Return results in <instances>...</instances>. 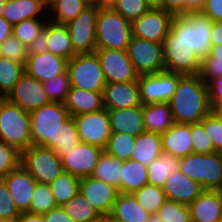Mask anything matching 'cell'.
<instances>
[{"label":"cell","instance_id":"obj_1","mask_svg":"<svg viewBox=\"0 0 222 222\" xmlns=\"http://www.w3.org/2000/svg\"><path fill=\"white\" fill-rule=\"evenodd\" d=\"M168 103L175 123L200 122L213 110L207 83L199 74L183 75Z\"/></svg>","mask_w":222,"mask_h":222},{"label":"cell","instance_id":"obj_2","mask_svg":"<svg viewBox=\"0 0 222 222\" xmlns=\"http://www.w3.org/2000/svg\"><path fill=\"white\" fill-rule=\"evenodd\" d=\"M70 117L64 104L50 102L30 112L32 145L53 148L59 143L60 125Z\"/></svg>","mask_w":222,"mask_h":222},{"label":"cell","instance_id":"obj_3","mask_svg":"<svg viewBox=\"0 0 222 222\" xmlns=\"http://www.w3.org/2000/svg\"><path fill=\"white\" fill-rule=\"evenodd\" d=\"M212 20L201 12H191L184 16H175L171 30L180 37L184 49H191L202 59L211 46L210 33Z\"/></svg>","mask_w":222,"mask_h":222},{"label":"cell","instance_id":"obj_4","mask_svg":"<svg viewBox=\"0 0 222 222\" xmlns=\"http://www.w3.org/2000/svg\"><path fill=\"white\" fill-rule=\"evenodd\" d=\"M0 140L19 152L32 145L30 112L6 98L0 104Z\"/></svg>","mask_w":222,"mask_h":222},{"label":"cell","instance_id":"obj_5","mask_svg":"<svg viewBox=\"0 0 222 222\" xmlns=\"http://www.w3.org/2000/svg\"><path fill=\"white\" fill-rule=\"evenodd\" d=\"M131 37V21L113 8L99 9L96 24L97 48L127 50Z\"/></svg>","mask_w":222,"mask_h":222},{"label":"cell","instance_id":"obj_6","mask_svg":"<svg viewBox=\"0 0 222 222\" xmlns=\"http://www.w3.org/2000/svg\"><path fill=\"white\" fill-rule=\"evenodd\" d=\"M179 170L203 190H216L222 181V152L191 153L180 158Z\"/></svg>","mask_w":222,"mask_h":222},{"label":"cell","instance_id":"obj_7","mask_svg":"<svg viewBox=\"0 0 222 222\" xmlns=\"http://www.w3.org/2000/svg\"><path fill=\"white\" fill-rule=\"evenodd\" d=\"M71 87L102 92L106 80L95 53L76 54L67 63Z\"/></svg>","mask_w":222,"mask_h":222},{"label":"cell","instance_id":"obj_8","mask_svg":"<svg viewBox=\"0 0 222 222\" xmlns=\"http://www.w3.org/2000/svg\"><path fill=\"white\" fill-rule=\"evenodd\" d=\"M20 164L38 182L51 184L64 172L61 159L51 148L31 145L21 152Z\"/></svg>","mask_w":222,"mask_h":222},{"label":"cell","instance_id":"obj_9","mask_svg":"<svg viewBox=\"0 0 222 222\" xmlns=\"http://www.w3.org/2000/svg\"><path fill=\"white\" fill-rule=\"evenodd\" d=\"M165 71L182 75H197L201 69V58L191 49H184L178 37L169 31L162 43Z\"/></svg>","mask_w":222,"mask_h":222},{"label":"cell","instance_id":"obj_10","mask_svg":"<svg viewBox=\"0 0 222 222\" xmlns=\"http://www.w3.org/2000/svg\"><path fill=\"white\" fill-rule=\"evenodd\" d=\"M99 8L87 5L73 20L67 22L71 43L77 54L94 53L96 47V24Z\"/></svg>","mask_w":222,"mask_h":222},{"label":"cell","instance_id":"obj_11","mask_svg":"<svg viewBox=\"0 0 222 222\" xmlns=\"http://www.w3.org/2000/svg\"><path fill=\"white\" fill-rule=\"evenodd\" d=\"M182 76V74L165 70L155 74L139 75L137 82L142 105L168 102Z\"/></svg>","mask_w":222,"mask_h":222},{"label":"cell","instance_id":"obj_12","mask_svg":"<svg viewBox=\"0 0 222 222\" xmlns=\"http://www.w3.org/2000/svg\"><path fill=\"white\" fill-rule=\"evenodd\" d=\"M127 53L139 75L165 70L162 44L132 36Z\"/></svg>","mask_w":222,"mask_h":222},{"label":"cell","instance_id":"obj_13","mask_svg":"<svg viewBox=\"0 0 222 222\" xmlns=\"http://www.w3.org/2000/svg\"><path fill=\"white\" fill-rule=\"evenodd\" d=\"M80 142L106 148L111 136L108 109L74 116Z\"/></svg>","mask_w":222,"mask_h":222},{"label":"cell","instance_id":"obj_14","mask_svg":"<svg viewBox=\"0 0 222 222\" xmlns=\"http://www.w3.org/2000/svg\"><path fill=\"white\" fill-rule=\"evenodd\" d=\"M94 53L100 61L106 83L138 81L139 74L127 50L97 48Z\"/></svg>","mask_w":222,"mask_h":222},{"label":"cell","instance_id":"obj_15","mask_svg":"<svg viewBox=\"0 0 222 222\" xmlns=\"http://www.w3.org/2000/svg\"><path fill=\"white\" fill-rule=\"evenodd\" d=\"M174 18L173 14L163 9H149L131 22L132 36L162 44Z\"/></svg>","mask_w":222,"mask_h":222},{"label":"cell","instance_id":"obj_16","mask_svg":"<svg viewBox=\"0 0 222 222\" xmlns=\"http://www.w3.org/2000/svg\"><path fill=\"white\" fill-rule=\"evenodd\" d=\"M6 99L27 112H31L51 102L44 90L43 82L28 75L26 72L21 76Z\"/></svg>","mask_w":222,"mask_h":222},{"label":"cell","instance_id":"obj_17","mask_svg":"<svg viewBox=\"0 0 222 222\" xmlns=\"http://www.w3.org/2000/svg\"><path fill=\"white\" fill-rule=\"evenodd\" d=\"M103 152L99 146L80 142L61 159L64 172L78 178L91 176Z\"/></svg>","mask_w":222,"mask_h":222},{"label":"cell","instance_id":"obj_18","mask_svg":"<svg viewBox=\"0 0 222 222\" xmlns=\"http://www.w3.org/2000/svg\"><path fill=\"white\" fill-rule=\"evenodd\" d=\"M79 192L101 216L110 215L119 194L118 188L92 176L80 178Z\"/></svg>","mask_w":222,"mask_h":222},{"label":"cell","instance_id":"obj_19","mask_svg":"<svg viewBox=\"0 0 222 222\" xmlns=\"http://www.w3.org/2000/svg\"><path fill=\"white\" fill-rule=\"evenodd\" d=\"M2 180L5 182L18 210L27 212L38 182L21 164L15 170L10 171Z\"/></svg>","mask_w":222,"mask_h":222},{"label":"cell","instance_id":"obj_20","mask_svg":"<svg viewBox=\"0 0 222 222\" xmlns=\"http://www.w3.org/2000/svg\"><path fill=\"white\" fill-rule=\"evenodd\" d=\"M106 109H122L142 105L137 81L107 83L103 90Z\"/></svg>","mask_w":222,"mask_h":222},{"label":"cell","instance_id":"obj_21","mask_svg":"<svg viewBox=\"0 0 222 222\" xmlns=\"http://www.w3.org/2000/svg\"><path fill=\"white\" fill-rule=\"evenodd\" d=\"M68 60L51 52L28 55L25 72L41 82L64 73Z\"/></svg>","mask_w":222,"mask_h":222},{"label":"cell","instance_id":"obj_22","mask_svg":"<svg viewBox=\"0 0 222 222\" xmlns=\"http://www.w3.org/2000/svg\"><path fill=\"white\" fill-rule=\"evenodd\" d=\"M162 189L166 200L185 205H189L204 191L198 182L188 178L180 170L169 174Z\"/></svg>","mask_w":222,"mask_h":222},{"label":"cell","instance_id":"obj_23","mask_svg":"<svg viewBox=\"0 0 222 222\" xmlns=\"http://www.w3.org/2000/svg\"><path fill=\"white\" fill-rule=\"evenodd\" d=\"M162 150L178 158L193 153L191 123H174L161 134Z\"/></svg>","mask_w":222,"mask_h":222},{"label":"cell","instance_id":"obj_24","mask_svg":"<svg viewBox=\"0 0 222 222\" xmlns=\"http://www.w3.org/2000/svg\"><path fill=\"white\" fill-rule=\"evenodd\" d=\"M189 209L191 222H221L222 200L215 190H204Z\"/></svg>","mask_w":222,"mask_h":222},{"label":"cell","instance_id":"obj_25","mask_svg":"<svg viewBox=\"0 0 222 222\" xmlns=\"http://www.w3.org/2000/svg\"><path fill=\"white\" fill-rule=\"evenodd\" d=\"M108 115L111 132L137 136L145 131L143 105L122 109H108Z\"/></svg>","mask_w":222,"mask_h":222},{"label":"cell","instance_id":"obj_26","mask_svg":"<svg viewBox=\"0 0 222 222\" xmlns=\"http://www.w3.org/2000/svg\"><path fill=\"white\" fill-rule=\"evenodd\" d=\"M64 106L73 117L96 112L104 108L103 93L71 87Z\"/></svg>","mask_w":222,"mask_h":222},{"label":"cell","instance_id":"obj_27","mask_svg":"<svg viewBox=\"0 0 222 222\" xmlns=\"http://www.w3.org/2000/svg\"><path fill=\"white\" fill-rule=\"evenodd\" d=\"M2 17L14 25L23 20L48 18V9L43 0H6Z\"/></svg>","mask_w":222,"mask_h":222},{"label":"cell","instance_id":"obj_28","mask_svg":"<svg viewBox=\"0 0 222 222\" xmlns=\"http://www.w3.org/2000/svg\"><path fill=\"white\" fill-rule=\"evenodd\" d=\"M110 215L122 222H147L148 213L132 193L119 192Z\"/></svg>","mask_w":222,"mask_h":222},{"label":"cell","instance_id":"obj_29","mask_svg":"<svg viewBox=\"0 0 222 222\" xmlns=\"http://www.w3.org/2000/svg\"><path fill=\"white\" fill-rule=\"evenodd\" d=\"M174 123L168 102L143 105V124L145 131L161 135Z\"/></svg>","mask_w":222,"mask_h":222},{"label":"cell","instance_id":"obj_30","mask_svg":"<svg viewBox=\"0 0 222 222\" xmlns=\"http://www.w3.org/2000/svg\"><path fill=\"white\" fill-rule=\"evenodd\" d=\"M162 153L161 135L154 132L144 131L136 136L131 160L148 166Z\"/></svg>","mask_w":222,"mask_h":222},{"label":"cell","instance_id":"obj_31","mask_svg":"<svg viewBox=\"0 0 222 222\" xmlns=\"http://www.w3.org/2000/svg\"><path fill=\"white\" fill-rule=\"evenodd\" d=\"M47 49L55 55L68 61L77 53L74 51L67 27L64 24H56L48 20Z\"/></svg>","mask_w":222,"mask_h":222},{"label":"cell","instance_id":"obj_32","mask_svg":"<svg viewBox=\"0 0 222 222\" xmlns=\"http://www.w3.org/2000/svg\"><path fill=\"white\" fill-rule=\"evenodd\" d=\"M120 179V192L133 193L148 184L147 166L134 161H123Z\"/></svg>","mask_w":222,"mask_h":222},{"label":"cell","instance_id":"obj_33","mask_svg":"<svg viewBox=\"0 0 222 222\" xmlns=\"http://www.w3.org/2000/svg\"><path fill=\"white\" fill-rule=\"evenodd\" d=\"M180 158L163 152L147 166L148 183L163 187L169 174L179 170Z\"/></svg>","mask_w":222,"mask_h":222},{"label":"cell","instance_id":"obj_34","mask_svg":"<svg viewBox=\"0 0 222 222\" xmlns=\"http://www.w3.org/2000/svg\"><path fill=\"white\" fill-rule=\"evenodd\" d=\"M122 163L123 161L104 151L91 176L115 186L120 192Z\"/></svg>","mask_w":222,"mask_h":222},{"label":"cell","instance_id":"obj_35","mask_svg":"<svg viewBox=\"0 0 222 222\" xmlns=\"http://www.w3.org/2000/svg\"><path fill=\"white\" fill-rule=\"evenodd\" d=\"M62 208L74 222H93L101 217L99 212L80 192L62 205Z\"/></svg>","mask_w":222,"mask_h":222},{"label":"cell","instance_id":"obj_36","mask_svg":"<svg viewBox=\"0 0 222 222\" xmlns=\"http://www.w3.org/2000/svg\"><path fill=\"white\" fill-rule=\"evenodd\" d=\"M87 5L84 0H58L48 9V19L65 25L75 19Z\"/></svg>","mask_w":222,"mask_h":222},{"label":"cell","instance_id":"obj_37","mask_svg":"<svg viewBox=\"0 0 222 222\" xmlns=\"http://www.w3.org/2000/svg\"><path fill=\"white\" fill-rule=\"evenodd\" d=\"M80 178L63 172L51 184V191L57 206L67 203L79 192Z\"/></svg>","mask_w":222,"mask_h":222},{"label":"cell","instance_id":"obj_38","mask_svg":"<svg viewBox=\"0 0 222 222\" xmlns=\"http://www.w3.org/2000/svg\"><path fill=\"white\" fill-rule=\"evenodd\" d=\"M24 73L25 65L0 58V95L6 98Z\"/></svg>","mask_w":222,"mask_h":222},{"label":"cell","instance_id":"obj_39","mask_svg":"<svg viewBox=\"0 0 222 222\" xmlns=\"http://www.w3.org/2000/svg\"><path fill=\"white\" fill-rule=\"evenodd\" d=\"M79 143L80 139L74 117L70 116L60 125L59 143H57L52 150L62 159L70 150H74Z\"/></svg>","mask_w":222,"mask_h":222},{"label":"cell","instance_id":"obj_40","mask_svg":"<svg viewBox=\"0 0 222 222\" xmlns=\"http://www.w3.org/2000/svg\"><path fill=\"white\" fill-rule=\"evenodd\" d=\"M132 194L137 202L150 214H157L166 201L163 189L149 183Z\"/></svg>","mask_w":222,"mask_h":222},{"label":"cell","instance_id":"obj_41","mask_svg":"<svg viewBox=\"0 0 222 222\" xmlns=\"http://www.w3.org/2000/svg\"><path fill=\"white\" fill-rule=\"evenodd\" d=\"M136 136L112 132L108 144L104 151L120 161H127L131 159V154L135 146Z\"/></svg>","mask_w":222,"mask_h":222},{"label":"cell","instance_id":"obj_42","mask_svg":"<svg viewBox=\"0 0 222 222\" xmlns=\"http://www.w3.org/2000/svg\"><path fill=\"white\" fill-rule=\"evenodd\" d=\"M48 18L23 20L13 25V35L26 47L41 33Z\"/></svg>","mask_w":222,"mask_h":222},{"label":"cell","instance_id":"obj_43","mask_svg":"<svg viewBox=\"0 0 222 222\" xmlns=\"http://www.w3.org/2000/svg\"><path fill=\"white\" fill-rule=\"evenodd\" d=\"M56 206L50 185L37 183L27 212L43 215Z\"/></svg>","mask_w":222,"mask_h":222},{"label":"cell","instance_id":"obj_44","mask_svg":"<svg viewBox=\"0 0 222 222\" xmlns=\"http://www.w3.org/2000/svg\"><path fill=\"white\" fill-rule=\"evenodd\" d=\"M43 86L51 102L64 104L71 88L68 71L43 82Z\"/></svg>","mask_w":222,"mask_h":222},{"label":"cell","instance_id":"obj_45","mask_svg":"<svg viewBox=\"0 0 222 222\" xmlns=\"http://www.w3.org/2000/svg\"><path fill=\"white\" fill-rule=\"evenodd\" d=\"M204 130L210 137L214 149L222 152V111L213 109L206 117L200 121Z\"/></svg>","mask_w":222,"mask_h":222},{"label":"cell","instance_id":"obj_46","mask_svg":"<svg viewBox=\"0 0 222 222\" xmlns=\"http://www.w3.org/2000/svg\"><path fill=\"white\" fill-rule=\"evenodd\" d=\"M164 222H191L189 205L166 200L157 212Z\"/></svg>","mask_w":222,"mask_h":222},{"label":"cell","instance_id":"obj_47","mask_svg":"<svg viewBox=\"0 0 222 222\" xmlns=\"http://www.w3.org/2000/svg\"><path fill=\"white\" fill-rule=\"evenodd\" d=\"M191 138L193 153L211 154L217 152L201 122L191 123Z\"/></svg>","mask_w":222,"mask_h":222},{"label":"cell","instance_id":"obj_48","mask_svg":"<svg viewBox=\"0 0 222 222\" xmlns=\"http://www.w3.org/2000/svg\"><path fill=\"white\" fill-rule=\"evenodd\" d=\"M21 161V152L0 140V179L15 170Z\"/></svg>","mask_w":222,"mask_h":222},{"label":"cell","instance_id":"obj_49","mask_svg":"<svg viewBox=\"0 0 222 222\" xmlns=\"http://www.w3.org/2000/svg\"><path fill=\"white\" fill-rule=\"evenodd\" d=\"M3 58L26 65L28 54L27 47L23 45L13 34L2 43Z\"/></svg>","mask_w":222,"mask_h":222},{"label":"cell","instance_id":"obj_50","mask_svg":"<svg viewBox=\"0 0 222 222\" xmlns=\"http://www.w3.org/2000/svg\"><path fill=\"white\" fill-rule=\"evenodd\" d=\"M20 214L5 182L0 179V221L16 222Z\"/></svg>","mask_w":222,"mask_h":222},{"label":"cell","instance_id":"obj_51","mask_svg":"<svg viewBox=\"0 0 222 222\" xmlns=\"http://www.w3.org/2000/svg\"><path fill=\"white\" fill-rule=\"evenodd\" d=\"M113 9L125 19L132 22L142 16L150 8L145 0H118Z\"/></svg>","mask_w":222,"mask_h":222},{"label":"cell","instance_id":"obj_52","mask_svg":"<svg viewBox=\"0 0 222 222\" xmlns=\"http://www.w3.org/2000/svg\"><path fill=\"white\" fill-rule=\"evenodd\" d=\"M200 77L207 83L212 78L222 77V62L206 55L201 59Z\"/></svg>","mask_w":222,"mask_h":222},{"label":"cell","instance_id":"obj_53","mask_svg":"<svg viewBox=\"0 0 222 222\" xmlns=\"http://www.w3.org/2000/svg\"><path fill=\"white\" fill-rule=\"evenodd\" d=\"M209 103L213 109L222 107V77L212 78L207 82Z\"/></svg>","mask_w":222,"mask_h":222},{"label":"cell","instance_id":"obj_54","mask_svg":"<svg viewBox=\"0 0 222 222\" xmlns=\"http://www.w3.org/2000/svg\"><path fill=\"white\" fill-rule=\"evenodd\" d=\"M47 39H48V22L46 23L41 33L28 45L27 54L35 55L43 52H48Z\"/></svg>","mask_w":222,"mask_h":222},{"label":"cell","instance_id":"obj_55","mask_svg":"<svg viewBox=\"0 0 222 222\" xmlns=\"http://www.w3.org/2000/svg\"><path fill=\"white\" fill-rule=\"evenodd\" d=\"M201 13L212 21L222 22V0H207Z\"/></svg>","mask_w":222,"mask_h":222},{"label":"cell","instance_id":"obj_56","mask_svg":"<svg viewBox=\"0 0 222 222\" xmlns=\"http://www.w3.org/2000/svg\"><path fill=\"white\" fill-rule=\"evenodd\" d=\"M44 222H74L62 206H56L43 214Z\"/></svg>","mask_w":222,"mask_h":222},{"label":"cell","instance_id":"obj_57","mask_svg":"<svg viewBox=\"0 0 222 222\" xmlns=\"http://www.w3.org/2000/svg\"><path fill=\"white\" fill-rule=\"evenodd\" d=\"M165 11L174 16H184V0H165Z\"/></svg>","mask_w":222,"mask_h":222},{"label":"cell","instance_id":"obj_58","mask_svg":"<svg viewBox=\"0 0 222 222\" xmlns=\"http://www.w3.org/2000/svg\"><path fill=\"white\" fill-rule=\"evenodd\" d=\"M207 0H184V15L191 12H201Z\"/></svg>","mask_w":222,"mask_h":222},{"label":"cell","instance_id":"obj_59","mask_svg":"<svg viewBox=\"0 0 222 222\" xmlns=\"http://www.w3.org/2000/svg\"><path fill=\"white\" fill-rule=\"evenodd\" d=\"M210 41L211 45L222 44V22L212 21Z\"/></svg>","mask_w":222,"mask_h":222},{"label":"cell","instance_id":"obj_60","mask_svg":"<svg viewBox=\"0 0 222 222\" xmlns=\"http://www.w3.org/2000/svg\"><path fill=\"white\" fill-rule=\"evenodd\" d=\"M13 34V25L0 16V44Z\"/></svg>","mask_w":222,"mask_h":222},{"label":"cell","instance_id":"obj_61","mask_svg":"<svg viewBox=\"0 0 222 222\" xmlns=\"http://www.w3.org/2000/svg\"><path fill=\"white\" fill-rule=\"evenodd\" d=\"M16 222H44L43 215L21 212Z\"/></svg>","mask_w":222,"mask_h":222},{"label":"cell","instance_id":"obj_62","mask_svg":"<svg viewBox=\"0 0 222 222\" xmlns=\"http://www.w3.org/2000/svg\"><path fill=\"white\" fill-rule=\"evenodd\" d=\"M207 55L222 62V44L211 45Z\"/></svg>","mask_w":222,"mask_h":222},{"label":"cell","instance_id":"obj_63","mask_svg":"<svg viewBox=\"0 0 222 222\" xmlns=\"http://www.w3.org/2000/svg\"><path fill=\"white\" fill-rule=\"evenodd\" d=\"M150 9L165 10V0H145Z\"/></svg>","mask_w":222,"mask_h":222},{"label":"cell","instance_id":"obj_64","mask_svg":"<svg viewBox=\"0 0 222 222\" xmlns=\"http://www.w3.org/2000/svg\"><path fill=\"white\" fill-rule=\"evenodd\" d=\"M118 0H98L99 9H109L113 8Z\"/></svg>","mask_w":222,"mask_h":222},{"label":"cell","instance_id":"obj_65","mask_svg":"<svg viewBox=\"0 0 222 222\" xmlns=\"http://www.w3.org/2000/svg\"><path fill=\"white\" fill-rule=\"evenodd\" d=\"M147 222H164L161 220L158 214H150Z\"/></svg>","mask_w":222,"mask_h":222},{"label":"cell","instance_id":"obj_66","mask_svg":"<svg viewBox=\"0 0 222 222\" xmlns=\"http://www.w3.org/2000/svg\"><path fill=\"white\" fill-rule=\"evenodd\" d=\"M58 0H43L44 6L49 9Z\"/></svg>","mask_w":222,"mask_h":222},{"label":"cell","instance_id":"obj_67","mask_svg":"<svg viewBox=\"0 0 222 222\" xmlns=\"http://www.w3.org/2000/svg\"><path fill=\"white\" fill-rule=\"evenodd\" d=\"M6 0H0V16L3 14Z\"/></svg>","mask_w":222,"mask_h":222},{"label":"cell","instance_id":"obj_68","mask_svg":"<svg viewBox=\"0 0 222 222\" xmlns=\"http://www.w3.org/2000/svg\"><path fill=\"white\" fill-rule=\"evenodd\" d=\"M215 191L219 194V197L222 200V181Z\"/></svg>","mask_w":222,"mask_h":222},{"label":"cell","instance_id":"obj_69","mask_svg":"<svg viewBox=\"0 0 222 222\" xmlns=\"http://www.w3.org/2000/svg\"><path fill=\"white\" fill-rule=\"evenodd\" d=\"M88 5H96L98 7V0H84Z\"/></svg>","mask_w":222,"mask_h":222},{"label":"cell","instance_id":"obj_70","mask_svg":"<svg viewBox=\"0 0 222 222\" xmlns=\"http://www.w3.org/2000/svg\"><path fill=\"white\" fill-rule=\"evenodd\" d=\"M93 222H108V215L101 216L98 220L93 221Z\"/></svg>","mask_w":222,"mask_h":222},{"label":"cell","instance_id":"obj_71","mask_svg":"<svg viewBox=\"0 0 222 222\" xmlns=\"http://www.w3.org/2000/svg\"><path fill=\"white\" fill-rule=\"evenodd\" d=\"M108 222H122V221L114 219L111 215H108Z\"/></svg>","mask_w":222,"mask_h":222},{"label":"cell","instance_id":"obj_72","mask_svg":"<svg viewBox=\"0 0 222 222\" xmlns=\"http://www.w3.org/2000/svg\"><path fill=\"white\" fill-rule=\"evenodd\" d=\"M2 57H3V55H2V46L0 44V58H2Z\"/></svg>","mask_w":222,"mask_h":222},{"label":"cell","instance_id":"obj_73","mask_svg":"<svg viewBox=\"0 0 222 222\" xmlns=\"http://www.w3.org/2000/svg\"><path fill=\"white\" fill-rule=\"evenodd\" d=\"M4 99H5V97L0 96V104H1V102H2Z\"/></svg>","mask_w":222,"mask_h":222}]
</instances>
